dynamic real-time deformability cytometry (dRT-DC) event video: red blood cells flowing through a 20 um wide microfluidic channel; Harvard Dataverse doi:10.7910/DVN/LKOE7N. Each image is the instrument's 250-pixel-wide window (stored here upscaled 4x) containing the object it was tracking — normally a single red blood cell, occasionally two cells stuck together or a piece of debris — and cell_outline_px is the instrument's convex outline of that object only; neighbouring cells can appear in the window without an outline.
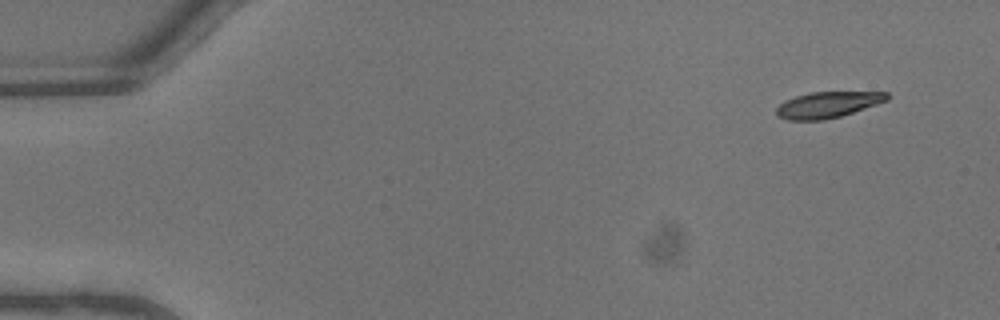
{"species": "common noctule bat (a hibernating species)", "species_latin": "Nyctalus noctula", "temperature_condition": "warm", "stored_images_in_passage": 43, "camera_frame_rate_fps": 3000, "um_per_image_px": 0.085, "animal": {"sex": "male", "body_mass_g": 13.3}, "frame": {"image": 1, "passage_image": 1, "time_ms": 0.0, "image_size_px": [1000, 320], "cell_outline_px": [[888, 100], [840, 116], [824, 120], [788, 120], [776, 116], [776, 108], [784, 100], [796, 96], [812, 92], [888, 92]], "centroid_in_image_um": [70.3, 8.9], "position_along_channel_um": 14.7, "area_um2": 16.65}}
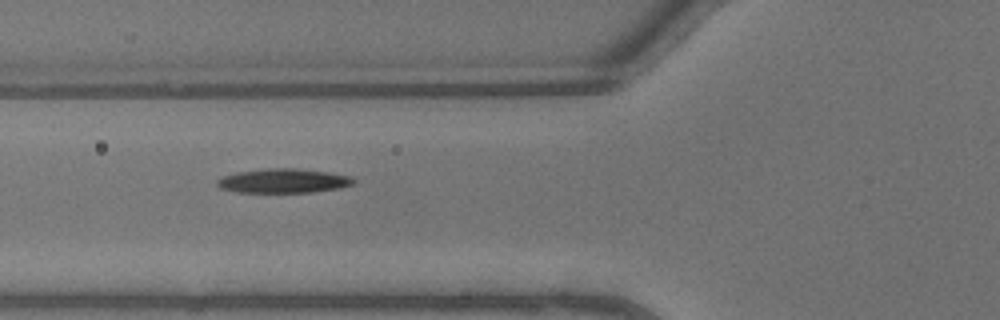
{"frame": {"image": 2, "passage_image": 15, "time_ms": 4.667, "image_size_px": [1000, 320], "cell_outline_px": [[356, 180], [352, 184], [340, 188], [312, 192], [236, 192], [220, 188], [216, 184], [216, 180], [224, 176], [236, 172], [264, 168], [296, 168], [328, 172], [352, 176]], "centroid_in_image_um": [24.09, 15.36], "position_along_channel_um": 101.7, "area_um2": 19.36}}
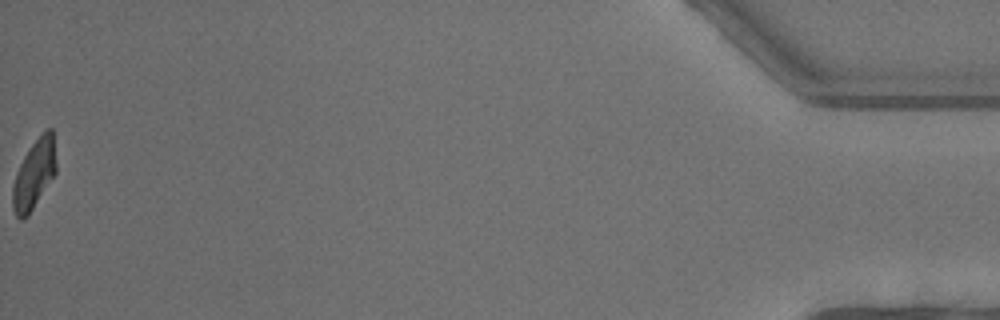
{"frame": {"image": 3, "passage_image": 43, "time_ms": 14.0, "image_size_px": [1000, 320], "cell_outline_px": [[56, 172], [28, 216], [24, 220], [20, 220], [16, 216], [12, 208], [12, 188], [16, 172], [28, 148], [44, 128], [52, 128], [56, 164]], "centroid_in_image_um": [2.88, 14.8], "position_along_channel_um": 432.3, "area_um2": 17.69}, "authors_computed_cell_mechanics": {"area_um2": 18.9584, "velocity_mm_per_s": 4.6318, "shape_relaxation_time_tau1_ms": 6.3875, "shape_relaxation_time_tau2_ms": null, "deformation_change_tau1": 0.2117, "deformation_change_tau2": null}}